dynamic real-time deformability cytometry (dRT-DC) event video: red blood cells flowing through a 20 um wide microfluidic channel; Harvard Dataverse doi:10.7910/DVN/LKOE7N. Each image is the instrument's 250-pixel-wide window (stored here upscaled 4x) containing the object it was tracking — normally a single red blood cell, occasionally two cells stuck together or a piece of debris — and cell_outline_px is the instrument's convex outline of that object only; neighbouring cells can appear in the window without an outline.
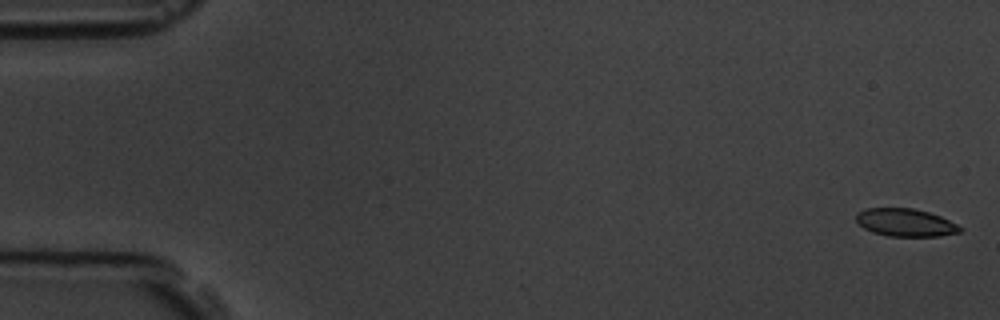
{"species": "common noctule bat (a hibernating species)", "species_latin": "Nyctalus noctula", "temperature_condition": "room temperature", "stored_images_in_passage": 5, "camera_frame_rate_fps": 3000, "um_per_image_px": 0.085, "animal": {"sex": "male", "body_mass_g": 19.5, "forearm_length_mm": 54.6}, "frame": {"image": 1, "passage_image": 1, "time_ms": 0.0, "image_size_px": [1000, 320], "cell_outline_px": [[964, 228], [960, 232], [940, 236], [888, 236], [872, 232], [864, 228], [856, 220], [856, 212], [864, 208], [912, 208], [928, 212], [940, 216]], "centroid_in_image_um": [76.94, 18.91], "position_along_channel_um": 8.1, "area_um2": 16.82}}
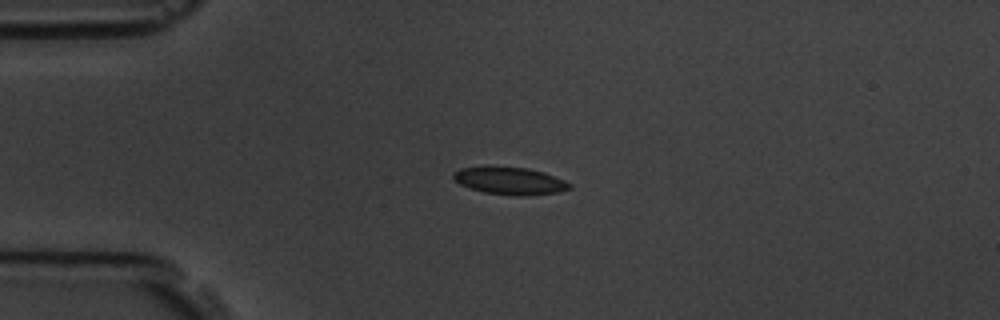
{"frame": {"image": 2, "passage_image": 4, "time_ms": 4.333, "image_size_px": [1000, 320], "cell_outline_px": [[572, 188], [556, 192], [528, 196], [516, 196], [484, 192], [460, 184], [452, 176], [452, 172], [460, 168], [484, 164], [492, 164], [528, 168], [544, 172], [564, 180], [572, 184]], "centroid_in_image_um": [43.3, 15.32], "position_along_channel_um": 41.7, "area_um2": 19.19}}